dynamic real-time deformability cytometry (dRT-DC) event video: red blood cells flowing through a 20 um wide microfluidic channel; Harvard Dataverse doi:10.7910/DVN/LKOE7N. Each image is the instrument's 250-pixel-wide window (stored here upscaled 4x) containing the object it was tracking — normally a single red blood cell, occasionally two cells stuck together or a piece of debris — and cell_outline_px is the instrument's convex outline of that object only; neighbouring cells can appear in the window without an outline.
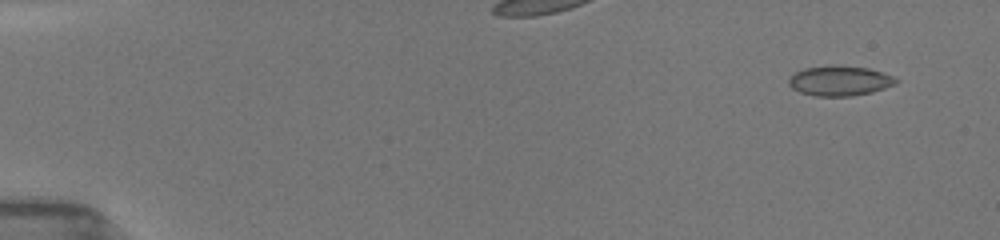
{"species": "common noctule bat (a hibernating species)", "species_latin": "Nyctalus noctula", "temperature_condition": "room temperature", "stored_images_in_passage": 13, "camera_frame_rate_fps": 3000, "um_per_image_px": 0.085, "animal": {"sex": "female", "body_mass_g": 19.5, "forearm_length_mm": 54.1}, "frame": {"image": 1, "passage_image": 1, "time_ms": 0.0, "image_size_px": [1000, 240], "cell_outline_px": [[900, 80], [896, 84], [872, 92], [852, 96], [816, 96], [800, 92], [792, 88], [788, 84], [788, 80], [796, 72], [804, 68], [832, 64], [868, 68], [892, 76]], "centroid_in_image_um": [71.37, 6.86], "position_along_channel_um": 13.6, "area_um2": 18.79}}
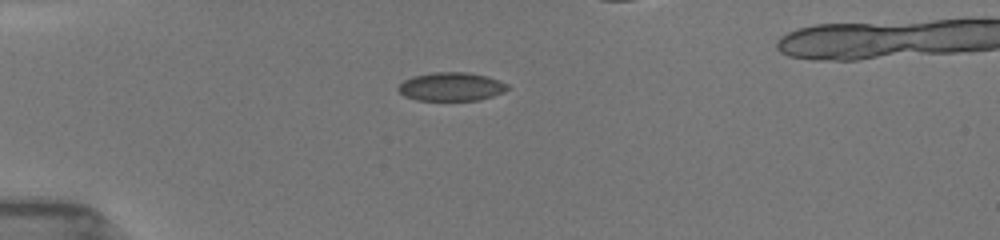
{"frame": {"image": 2, "passage_image": 8, "time_ms": 3.667, "image_size_px": [1000, 240], "cell_outline_px": [[508, 88], [504, 92], [480, 100], [416, 100], [404, 96], [396, 88], [404, 80], [412, 76], [432, 72], [468, 72], [488, 76], [508, 84]], "centroid_in_image_um": [38.34, 7.36], "position_along_channel_um": 46.7, "area_um2": 18.26}}